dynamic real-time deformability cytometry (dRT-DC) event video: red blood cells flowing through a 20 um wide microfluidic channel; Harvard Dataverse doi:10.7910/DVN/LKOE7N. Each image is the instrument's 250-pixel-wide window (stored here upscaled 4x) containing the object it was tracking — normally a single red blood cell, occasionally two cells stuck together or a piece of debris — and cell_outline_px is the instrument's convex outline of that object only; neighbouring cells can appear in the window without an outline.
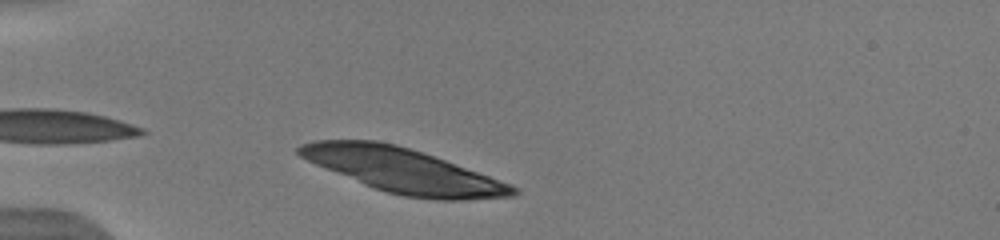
{"species": "human", "species_latin": "Homo sapiens", "temperature_condition": "warm", "stored_images_in_passage": 35, "camera_frame_rate_fps": 3000, "um_per_image_px": 0.085, "donor": {"sex": "male"}, "frame": {"image": 1, "passage_image": 2, "time_ms": 0.333, "image_size_px": [1000, 240], "cell_outline_px": [[520, 192], [516, 196], [460, 200], [436, 200], [404, 196], [388, 192], [364, 184], [316, 164], [300, 156], [296, 152], [296, 148], [300, 144], [312, 140], [376, 140], [396, 144], [444, 160], [512, 184], [520, 188]], "centroid_in_image_um": [34.29, 14.5], "position_along_channel_um": 50.7, "area_um2": 54.74}}